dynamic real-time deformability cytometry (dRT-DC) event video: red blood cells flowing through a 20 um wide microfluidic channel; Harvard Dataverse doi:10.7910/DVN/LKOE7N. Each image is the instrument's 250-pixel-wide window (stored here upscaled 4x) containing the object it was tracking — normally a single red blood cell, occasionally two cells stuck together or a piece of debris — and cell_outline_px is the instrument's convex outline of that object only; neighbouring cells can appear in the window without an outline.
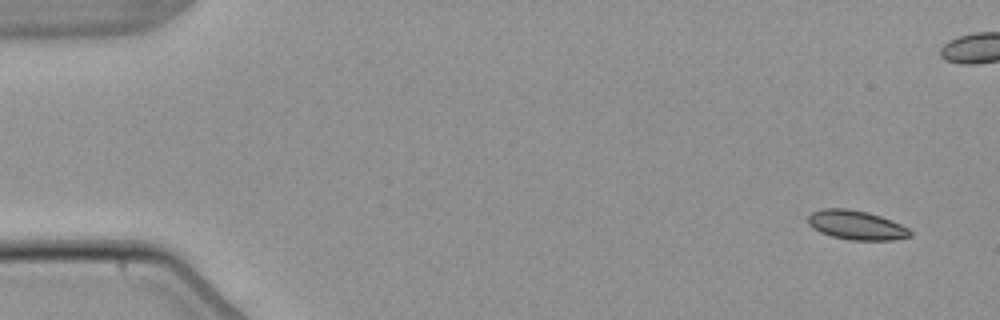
{"species": "common noctule bat (a hibernating species)", "species_latin": "Nyctalus noctula", "temperature_condition": "warm", "stored_images_in_passage": 7, "camera_frame_rate_fps": 3000, "um_per_image_px": 0.085, "animal": {"sex": "male", "body_mass_g": 21.5, "forearm_length_mm": 52.0}, "frame": {"image": 1, "passage_image": 1, "time_ms": 0.0, "image_size_px": [1000, 320], "cell_outline_px": [[912, 236], [892, 240], [852, 240], [832, 236], [820, 232], [812, 228], [808, 224], [808, 216], [812, 212], [820, 208], [848, 208], [868, 212], [892, 220], [908, 228], [912, 232]], "centroid_in_image_um": [72.77, 19.12], "position_along_channel_um": 12.2, "area_um2": 17.51}}
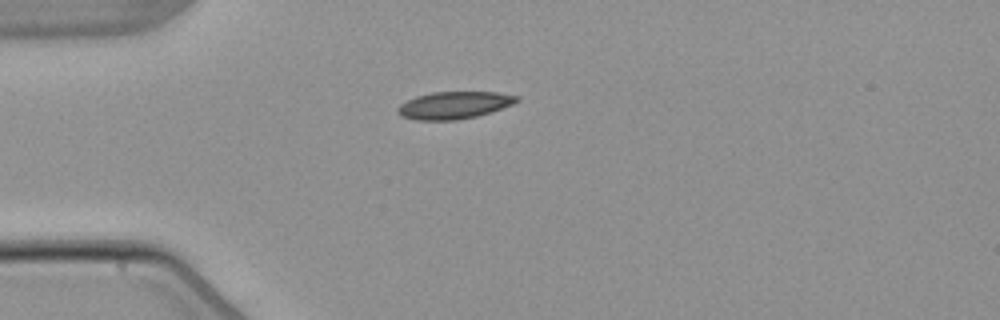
{"frame": {"image": 2, "passage_image": 5, "time_ms": 5.667, "image_size_px": [1000, 320], "cell_outline_px": [[520, 100], [512, 104], [476, 116], [456, 120], [416, 120], [400, 116], [396, 112], [396, 108], [400, 104], [416, 96], [432, 92], [496, 92], [520, 96]], "centroid_in_image_um": [38.56, 8.94], "position_along_channel_um": 46.4, "area_um2": 18.84}}
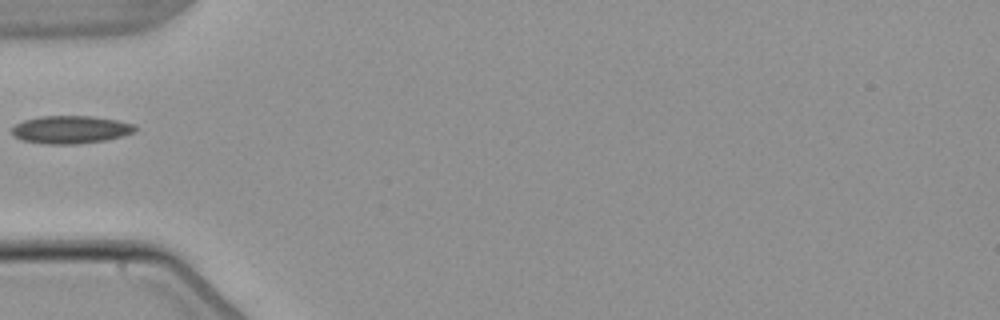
{"frame": {"image": 3, "passage_image": 6, "time_ms": 7.0, "image_size_px": [1000, 320], "cell_outline_px": [[136, 132], [124, 136], [104, 140], [76, 144], [44, 144], [20, 140], [12, 132], [12, 128], [16, 124], [24, 120], [40, 116], [92, 116], [116, 120], [136, 124]], "centroid_in_image_um": [6.03, 11.02], "position_along_channel_um": 79.0, "area_um2": 20.06}}